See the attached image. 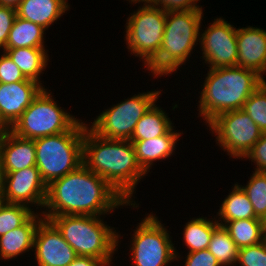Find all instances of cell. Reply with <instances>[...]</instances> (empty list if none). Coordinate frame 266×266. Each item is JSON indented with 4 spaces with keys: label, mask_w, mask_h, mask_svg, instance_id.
Returning a JSON list of instances; mask_svg holds the SVG:
<instances>
[{
    "label": "cell",
    "mask_w": 266,
    "mask_h": 266,
    "mask_svg": "<svg viewBox=\"0 0 266 266\" xmlns=\"http://www.w3.org/2000/svg\"><path fill=\"white\" fill-rule=\"evenodd\" d=\"M128 203L106 180L84 164L47 186L42 216L49 220L59 215L105 216ZM45 210V211H44Z\"/></svg>",
    "instance_id": "1"
},
{
    "label": "cell",
    "mask_w": 266,
    "mask_h": 266,
    "mask_svg": "<svg viewBox=\"0 0 266 266\" xmlns=\"http://www.w3.org/2000/svg\"><path fill=\"white\" fill-rule=\"evenodd\" d=\"M83 164L106 180L128 203L138 204L133 199V194L136 193L138 182L147 174L137 163L134 146L130 140L100 137L86 126L83 137Z\"/></svg>",
    "instance_id": "2"
},
{
    "label": "cell",
    "mask_w": 266,
    "mask_h": 266,
    "mask_svg": "<svg viewBox=\"0 0 266 266\" xmlns=\"http://www.w3.org/2000/svg\"><path fill=\"white\" fill-rule=\"evenodd\" d=\"M207 72L197 106V117H202L206 126L221 113L242 109L266 81L256 71L239 66L209 68Z\"/></svg>",
    "instance_id": "3"
},
{
    "label": "cell",
    "mask_w": 266,
    "mask_h": 266,
    "mask_svg": "<svg viewBox=\"0 0 266 266\" xmlns=\"http://www.w3.org/2000/svg\"><path fill=\"white\" fill-rule=\"evenodd\" d=\"M203 10L167 11L162 45L145 67L153 78L176 73L191 57L200 38Z\"/></svg>",
    "instance_id": "4"
},
{
    "label": "cell",
    "mask_w": 266,
    "mask_h": 266,
    "mask_svg": "<svg viewBox=\"0 0 266 266\" xmlns=\"http://www.w3.org/2000/svg\"><path fill=\"white\" fill-rule=\"evenodd\" d=\"M101 217L105 218V216L59 215L49 220L78 256L97 258L106 265H111L113 255L118 252L121 233L116 232V227L107 225Z\"/></svg>",
    "instance_id": "5"
},
{
    "label": "cell",
    "mask_w": 266,
    "mask_h": 266,
    "mask_svg": "<svg viewBox=\"0 0 266 266\" xmlns=\"http://www.w3.org/2000/svg\"><path fill=\"white\" fill-rule=\"evenodd\" d=\"M86 126L81 119L67 132L34 139L36 167L47 186L83 164Z\"/></svg>",
    "instance_id": "6"
},
{
    "label": "cell",
    "mask_w": 266,
    "mask_h": 266,
    "mask_svg": "<svg viewBox=\"0 0 266 266\" xmlns=\"http://www.w3.org/2000/svg\"><path fill=\"white\" fill-rule=\"evenodd\" d=\"M44 88L9 129L25 139H37L69 131L80 119L59 106Z\"/></svg>",
    "instance_id": "7"
},
{
    "label": "cell",
    "mask_w": 266,
    "mask_h": 266,
    "mask_svg": "<svg viewBox=\"0 0 266 266\" xmlns=\"http://www.w3.org/2000/svg\"><path fill=\"white\" fill-rule=\"evenodd\" d=\"M161 219L151 212L142 218L131 234L130 248L131 266H168L174 261L179 262L178 255L172 237Z\"/></svg>",
    "instance_id": "8"
},
{
    "label": "cell",
    "mask_w": 266,
    "mask_h": 266,
    "mask_svg": "<svg viewBox=\"0 0 266 266\" xmlns=\"http://www.w3.org/2000/svg\"><path fill=\"white\" fill-rule=\"evenodd\" d=\"M130 14L125 24V43L130 55L142 59L146 67L161 48L167 11L143 3Z\"/></svg>",
    "instance_id": "9"
},
{
    "label": "cell",
    "mask_w": 266,
    "mask_h": 266,
    "mask_svg": "<svg viewBox=\"0 0 266 266\" xmlns=\"http://www.w3.org/2000/svg\"><path fill=\"white\" fill-rule=\"evenodd\" d=\"M163 90L147 91L128 97L104 109L87 126L100 137L130 140L140 118L158 101ZM91 124V125H90Z\"/></svg>",
    "instance_id": "10"
},
{
    "label": "cell",
    "mask_w": 266,
    "mask_h": 266,
    "mask_svg": "<svg viewBox=\"0 0 266 266\" xmlns=\"http://www.w3.org/2000/svg\"><path fill=\"white\" fill-rule=\"evenodd\" d=\"M216 144L233 159H243L263 132L242 109L219 114L209 124Z\"/></svg>",
    "instance_id": "11"
},
{
    "label": "cell",
    "mask_w": 266,
    "mask_h": 266,
    "mask_svg": "<svg viewBox=\"0 0 266 266\" xmlns=\"http://www.w3.org/2000/svg\"><path fill=\"white\" fill-rule=\"evenodd\" d=\"M209 24L207 29H200L199 49L203 64L208 68L237 66V28L221 17Z\"/></svg>",
    "instance_id": "12"
},
{
    "label": "cell",
    "mask_w": 266,
    "mask_h": 266,
    "mask_svg": "<svg viewBox=\"0 0 266 266\" xmlns=\"http://www.w3.org/2000/svg\"><path fill=\"white\" fill-rule=\"evenodd\" d=\"M3 173V191L0 200L31 206V209L37 206L36 211L40 208L42 213L47 197V185L42 180L38 168L33 166Z\"/></svg>",
    "instance_id": "13"
},
{
    "label": "cell",
    "mask_w": 266,
    "mask_h": 266,
    "mask_svg": "<svg viewBox=\"0 0 266 266\" xmlns=\"http://www.w3.org/2000/svg\"><path fill=\"white\" fill-rule=\"evenodd\" d=\"M33 252L38 266H69L78 256L57 227L47 219H43L36 229Z\"/></svg>",
    "instance_id": "14"
},
{
    "label": "cell",
    "mask_w": 266,
    "mask_h": 266,
    "mask_svg": "<svg viewBox=\"0 0 266 266\" xmlns=\"http://www.w3.org/2000/svg\"><path fill=\"white\" fill-rule=\"evenodd\" d=\"M44 88L27 78L11 84L0 83L1 122L10 129Z\"/></svg>",
    "instance_id": "15"
},
{
    "label": "cell",
    "mask_w": 266,
    "mask_h": 266,
    "mask_svg": "<svg viewBox=\"0 0 266 266\" xmlns=\"http://www.w3.org/2000/svg\"><path fill=\"white\" fill-rule=\"evenodd\" d=\"M237 66L266 73V30L253 26L237 28Z\"/></svg>",
    "instance_id": "16"
},
{
    "label": "cell",
    "mask_w": 266,
    "mask_h": 266,
    "mask_svg": "<svg viewBox=\"0 0 266 266\" xmlns=\"http://www.w3.org/2000/svg\"><path fill=\"white\" fill-rule=\"evenodd\" d=\"M0 161L3 172L36 166L34 140L21 138L6 130L0 134Z\"/></svg>",
    "instance_id": "17"
},
{
    "label": "cell",
    "mask_w": 266,
    "mask_h": 266,
    "mask_svg": "<svg viewBox=\"0 0 266 266\" xmlns=\"http://www.w3.org/2000/svg\"><path fill=\"white\" fill-rule=\"evenodd\" d=\"M173 126L165 135L157 136L149 140L131 141L134 146L137 163L148 174L154 162L167 160L175 154L177 142L183 131H175Z\"/></svg>",
    "instance_id": "18"
},
{
    "label": "cell",
    "mask_w": 266,
    "mask_h": 266,
    "mask_svg": "<svg viewBox=\"0 0 266 266\" xmlns=\"http://www.w3.org/2000/svg\"><path fill=\"white\" fill-rule=\"evenodd\" d=\"M43 219L41 213L35 212L22 226L0 236V259L12 261L19 255L33 251L35 232Z\"/></svg>",
    "instance_id": "19"
},
{
    "label": "cell",
    "mask_w": 266,
    "mask_h": 266,
    "mask_svg": "<svg viewBox=\"0 0 266 266\" xmlns=\"http://www.w3.org/2000/svg\"><path fill=\"white\" fill-rule=\"evenodd\" d=\"M68 0H22L16 8L17 16L41 25L48 30L67 11Z\"/></svg>",
    "instance_id": "20"
},
{
    "label": "cell",
    "mask_w": 266,
    "mask_h": 266,
    "mask_svg": "<svg viewBox=\"0 0 266 266\" xmlns=\"http://www.w3.org/2000/svg\"><path fill=\"white\" fill-rule=\"evenodd\" d=\"M3 51L18 66L25 78L43 85L40 76L44 74L43 71H45L50 61L46 48L24 47Z\"/></svg>",
    "instance_id": "21"
},
{
    "label": "cell",
    "mask_w": 266,
    "mask_h": 266,
    "mask_svg": "<svg viewBox=\"0 0 266 266\" xmlns=\"http://www.w3.org/2000/svg\"><path fill=\"white\" fill-rule=\"evenodd\" d=\"M228 195L223 200L216 214V221L219 225H224L226 222L243 220V219H259L255 215L254 208L244 190L236 182L231 187Z\"/></svg>",
    "instance_id": "22"
},
{
    "label": "cell",
    "mask_w": 266,
    "mask_h": 266,
    "mask_svg": "<svg viewBox=\"0 0 266 266\" xmlns=\"http://www.w3.org/2000/svg\"><path fill=\"white\" fill-rule=\"evenodd\" d=\"M156 103L140 118L130 141L149 140L165 135L174 126L168 113Z\"/></svg>",
    "instance_id": "23"
},
{
    "label": "cell",
    "mask_w": 266,
    "mask_h": 266,
    "mask_svg": "<svg viewBox=\"0 0 266 266\" xmlns=\"http://www.w3.org/2000/svg\"><path fill=\"white\" fill-rule=\"evenodd\" d=\"M45 31L41 25L17 16L9 32L6 49L45 48Z\"/></svg>",
    "instance_id": "24"
},
{
    "label": "cell",
    "mask_w": 266,
    "mask_h": 266,
    "mask_svg": "<svg viewBox=\"0 0 266 266\" xmlns=\"http://www.w3.org/2000/svg\"><path fill=\"white\" fill-rule=\"evenodd\" d=\"M213 219V220H212ZM219 225L216 218L198 216L185 223L183 242L187 253L208 249L214 229Z\"/></svg>",
    "instance_id": "25"
},
{
    "label": "cell",
    "mask_w": 266,
    "mask_h": 266,
    "mask_svg": "<svg viewBox=\"0 0 266 266\" xmlns=\"http://www.w3.org/2000/svg\"><path fill=\"white\" fill-rule=\"evenodd\" d=\"M223 227L239 249L265 240V221L262 219L229 221Z\"/></svg>",
    "instance_id": "26"
},
{
    "label": "cell",
    "mask_w": 266,
    "mask_h": 266,
    "mask_svg": "<svg viewBox=\"0 0 266 266\" xmlns=\"http://www.w3.org/2000/svg\"><path fill=\"white\" fill-rule=\"evenodd\" d=\"M208 250L221 266H235L239 248L222 225L214 229Z\"/></svg>",
    "instance_id": "27"
},
{
    "label": "cell",
    "mask_w": 266,
    "mask_h": 266,
    "mask_svg": "<svg viewBox=\"0 0 266 266\" xmlns=\"http://www.w3.org/2000/svg\"><path fill=\"white\" fill-rule=\"evenodd\" d=\"M246 186L240 187L247 194L257 218L266 221V172L252 171Z\"/></svg>",
    "instance_id": "28"
},
{
    "label": "cell",
    "mask_w": 266,
    "mask_h": 266,
    "mask_svg": "<svg viewBox=\"0 0 266 266\" xmlns=\"http://www.w3.org/2000/svg\"><path fill=\"white\" fill-rule=\"evenodd\" d=\"M26 205L0 200V236L22 226L36 211Z\"/></svg>",
    "instance_id": "29"
},
{
    "label": "cell",
    "mask_w": 266,
    "mask_h": 266,
    "mask_svg": "<svg viewBox=\"0 0 266 266\" xmlns=\"http://www.w3.org/2000/svg\"><path fill=\"white\" fill-rule=\"evenodd\" d=\"M242 110L250 116L263 133L266 132V81L244 102Z\"/></svg>",
    "instance_id": "30"
},
{
    "label": "cell",
    "mask_w": 266,
    "mask_h": 266,
    "mask_svg": "<svg viewBox=\"0 0 266 266\" xmlns=\"http://www.w3.org/2000/svg\"><path fill=\"white\" fill-rule=\"evenodd\" d=\"M266 266V240L240 248L235 266Z\"/></svg>",
    "instance_id": "31"
},
{
    "label": "cell",
    "mask_w": 266,
    "mask_h": 266,
    "mask_svg": "<svg viewBox=\"0 0 266 266\" xmlns=\"http://www.w3.org/2000/svg\"><path fill=\"white\" fill-rule=\"evenodd\" d=\"M0 53V83L11 84L14 82L24 81L26 78L18 66L4 52Z\"/></svg>",
    "instance_id": "32"
},
{
    "label": "cell",
    "mask_w": 266,
    "mask_h": 266,
    "mask_svg": "<svg viewBox=\"0 0 266 266\" xmlns=\"http://www.w3.org/2000/svg\"><path fill=\"white\" fill-rule=\"evenodd\" d=\"M17 17L16 8L0 5V49H6L9 32Z\"/></svg>",
    "instance_id": "33"
},
{
    "label": "cell",
    "mask_w": 266,
    "mask_h": 266,
    "mask_svg": "<svg viewBox=\"0 0 266 266\" xmlns=\"http://www.w3.org/2000/svg\"><path fill=\"white\" fill-rule=\"evenodd\" d=\"M245 158L255 164V171L266 172V132L261 135L243 159Z\"/></svg>",
    "instance_id": "34"
},
{
    "label": "cell",
    "mask_w": 266,
    "mask_h": 266,
    "mask_svg": "<svg viewBox=\"0 0 266 266\" xmlns=\"http://www.w3.org/2000/svg\"><path fill=\"white\" fill-rule=\"evenodd\" d=\"M198 1L200 2V0H151L149 4L165 11L202 10L203 6L198 5Z\"/></svg>",
    "instance_id": "35"
},
{
    "label": "cell",
    "mask_w": 266,
    "mask_h": 266,
    "mask_svg": "<svg viewBox=\"0 0 266 266\" xmlns=\"http://www.w3.org/2000/svg\"><path fill=\"white\" fill-rule=\"evenodd\" d=\"M186 255L184 266H221L208 249L190 252Z\"/></svg>",
    "instance_id": "36"
},
{
    "label": "cell",
    "mask_w": 266,
    "mask_h": 266,
    "mask_svg": "<svg viewBox=\"0 0 266 266\" xmlns=\"http://www.w3.org/2000/svg\"><path fill=\"white\" fill-rule=\"evenodd\" d=\"M69 266H111L93 257L77 256Z\"/></svg>",
    "instance_id": "37"
},
{
    "label": "cell",
    "mask_w": 266,
    "mask_h": 266,
    "mask_svg": "<svg viewBox=\"0 0 266 266\" xmlns=\"http://www.w3.org/2000/svg\"><path fill=\"white\" fill-rule=\"evenodd\" d=\"M22 0H0V5L17 8Z\"/></svg>",
    "instance_id": "38"
},
{
    "label": "cell",
    "mask_w": 266,
    "mask_h": 266,
    "mask_svg": "<svg viewBox=\"0 0 266 266\" xmlns=\"http://www.w3.org/2000/svg\"><path fill=\"white\" fill-rule=\"evenodd\" d=\"M3 181H4V173H3L2 165H1V161H0V198L2 195V191H3Z\"/></svg>",
    "instance_id": "39"
},
{
    "label": "cell",
    "mask_w": 266,
    "mask_h": 266,
    "mask_svg": "<svg viewBox=\"0 0 266 266\" xmlns=\"http://www.w3.org/2000/svg\"><path fill=\"white\" fill-rule=\"evenodd\" d=\"M8 130V128L0 120V134Z\"/></svg>",
    "instance_id": "40"
},
{
    "label": "cell",
    "mask_w": 266,
    "mask_h": 266,
    "mask_svg": "<svg viewBox=\"0 0 266 266\" xmlns=\"http://www.w3.org/2000/svg\"><path fill=\"white\" fill-rule=\"evenodd\" d=\"M265 240H266V221H265Z\"/></svg>",
    "instance_id": "41"
}]
</instances>
